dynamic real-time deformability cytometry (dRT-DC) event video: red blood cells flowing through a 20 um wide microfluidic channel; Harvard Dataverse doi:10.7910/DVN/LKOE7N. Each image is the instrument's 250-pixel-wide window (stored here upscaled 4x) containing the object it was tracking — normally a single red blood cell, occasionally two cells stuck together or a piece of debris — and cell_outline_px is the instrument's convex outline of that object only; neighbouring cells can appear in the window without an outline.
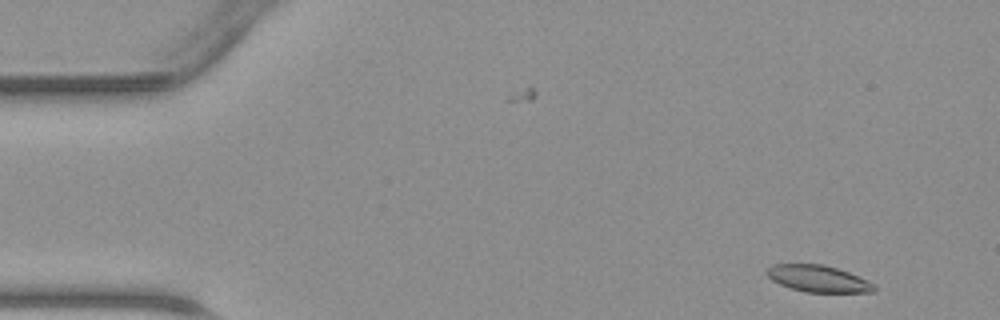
{"species": "common noctule bat (a hibernating species)", "species_latin": "Nyctalus noctula", "temperature_condition": "warm", "stored_images_in_passage": 44, "camera_frame_rate_fps": 3000, "um_per_image_px": 0.085, "animal": {"sex": "male", "body_mass_g": 23.1, "forearm_length_mm": 52.7}, "frame": {"image": 1, "passage_image": 2, "time_ms": 0.333, "image_size_px": [1000, 320], "cell_outline_px": [[876, 292], [804, 292], [780, 284], [772, 280], [764, 272], [772, 264], [824, 264], [848, 272], [868, 280], [876, 284]], "centroid_in_image_um": [69.56, 23.68], "position_along_channel_um": 15.4, "area_um2": 16.76}}
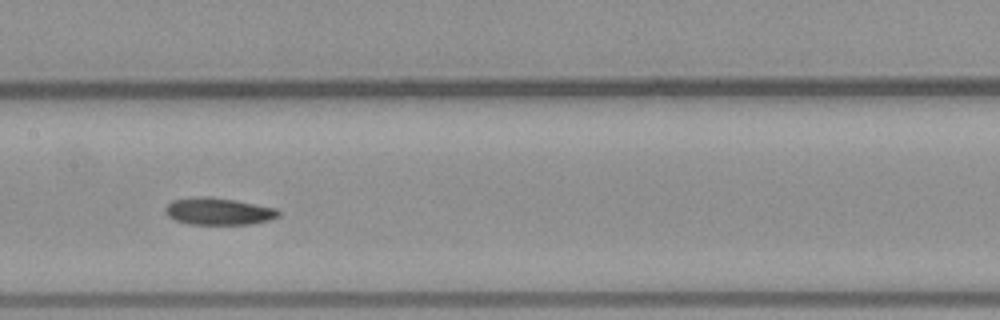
{"frame": {"image": 2, "passage_image": 21, "time_ms": 6.667, "image_size_px": [1000, 320], "cell_outline_px": [[280, 216], [268, 220], [252, 224], [188, 224], [176, 220], [168, 216], [164, 212], [164, 208], [172, 200], [196, 196], [208, 196], [232, 200], [276, 208], [280, 212]], "centroid_in_image_um": [18.54, 17.96], "position_along_channel_um": 188.9, "area_um2": 17.8}}
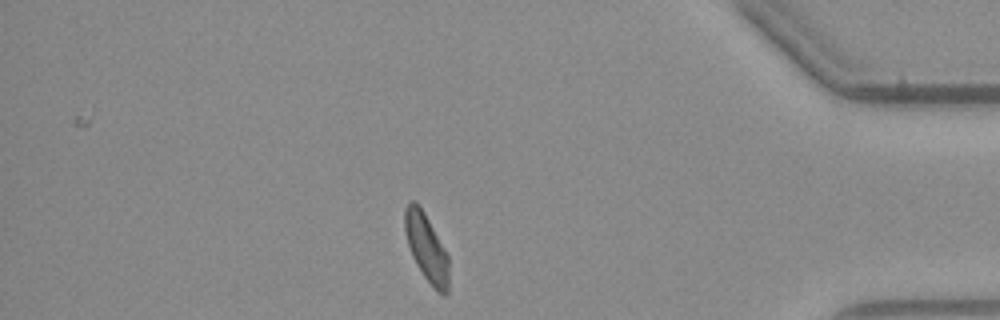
{"frame": {"image": 3, "passage_image": 38, "time_ms": 12.333, "image_size_px": [1000, 320], "cell_outline_px": [[448, 292], [444, 296], [436, 292], [424, 276], [416, 264], [412, 256], [404, 232], [404, 208], [408, 200], [416, 200], [424, 212], [444, 248], [448, 256]], "centroid_in_image_um": [36.22, 21.03], "position_along_channel_um": 399.0, "area_um2": 17.46}}